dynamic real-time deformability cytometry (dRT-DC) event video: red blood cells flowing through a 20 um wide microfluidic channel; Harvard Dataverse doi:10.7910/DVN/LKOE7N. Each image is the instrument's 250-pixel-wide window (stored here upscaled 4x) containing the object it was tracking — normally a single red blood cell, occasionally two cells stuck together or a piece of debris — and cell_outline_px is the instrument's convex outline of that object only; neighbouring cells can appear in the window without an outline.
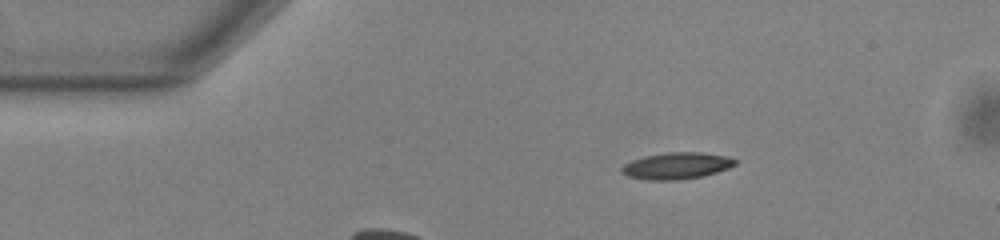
{"species": "common noctule bat (a hibernating species)", "species_latin": "Nyctalus noctula", "temperature_condition": "warm", "stored_images_in_passage": 6, "camera_frame_rate_fps": 3000, "um_per_image_px": 0.085, "animal": {"sex": "male", "body_mass_g": 13.0, "forearm_length_mm": 53.1}, "frame": {"image": 1, "passage_image": 1, "time_ms": 0.0, "image_size_px": [1000, 240], "cell_outline_px": [[736, 164], [728, 168], [704, 176], [676, 180], [648, 180], [628, 176], [620, 172], [620, 168], [624, 164], [632, 160], [644, 156], [668, 152], [700, 152], [728, 156], [736, 160]], "centroid_in_image_um": [57.49, 14.09], "position_along_channel_um": 27.5, "area_um2": 17.63}}
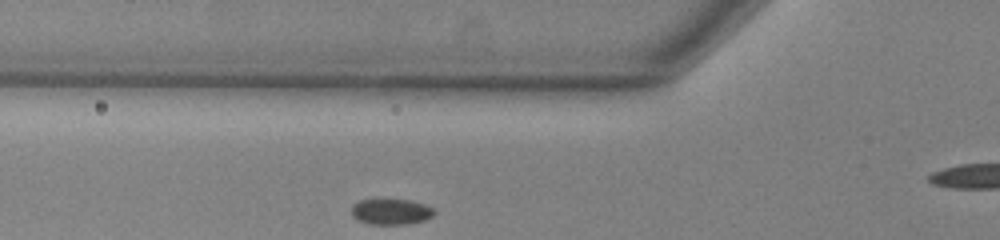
{"frame": {"image": 2, "passage_image": 5, "time_ms": 1.333, "image_size_px": [1000, 240], "cell_outline_px": [[436, 212], [432, 216], [424, 220], [408, 224], [368, 224], [356, 220], [352, 216], [352, 204], [360, 200], [380, 196], [384, 196], [408, 200], [424, 204], [432, 208]], "centroid_in_image_um": [33.17, 17.94], "position_along_channel_um": 92.6, "area_um2": 13.12}}